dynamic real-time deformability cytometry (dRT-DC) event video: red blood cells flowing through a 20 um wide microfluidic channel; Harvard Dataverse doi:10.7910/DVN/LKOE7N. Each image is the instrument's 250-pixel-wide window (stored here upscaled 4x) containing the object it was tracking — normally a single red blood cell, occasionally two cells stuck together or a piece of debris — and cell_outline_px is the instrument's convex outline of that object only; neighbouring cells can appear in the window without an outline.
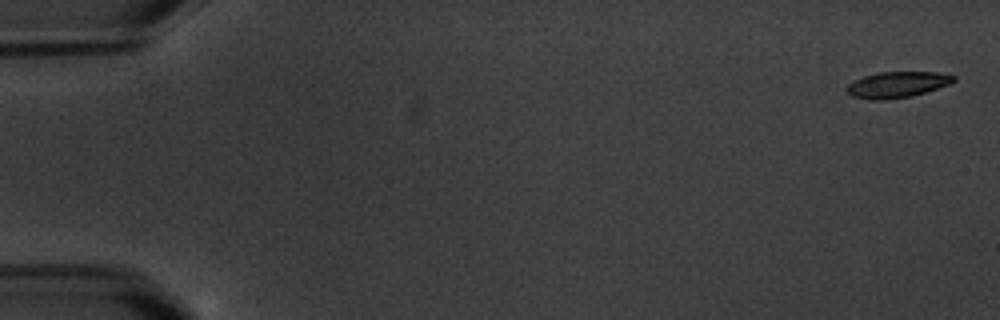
{"species": "common noctule bat (a hibernating species)", "species_latin": "Nyctalus noctula", "temperature_condition": "warm", "stored_images_in_passage": 7, "camera_frame_rate_fps": 3000, "um_per_image_px": 0.085, "animal": {"sex": "male", "body_mass_g": 20.1, "forearm_length_mm": 53.5}, "frame": {"image": 1, "passage_image": 1, "time_ms": 0.0, "image_size_px": [1000, 320], "cell_outline_px": [[956, 80], [948, 84], [912, 96], [884, 100], [868, 100], [852, 96], [844, 88], [848, 84], [864, 76], [880, 72], [936, 72], [956, 76]], "centroid_in_image_um": [76.23, 7.2], "position_along_channel_um": 8.8, "area_um2": 16.07}}